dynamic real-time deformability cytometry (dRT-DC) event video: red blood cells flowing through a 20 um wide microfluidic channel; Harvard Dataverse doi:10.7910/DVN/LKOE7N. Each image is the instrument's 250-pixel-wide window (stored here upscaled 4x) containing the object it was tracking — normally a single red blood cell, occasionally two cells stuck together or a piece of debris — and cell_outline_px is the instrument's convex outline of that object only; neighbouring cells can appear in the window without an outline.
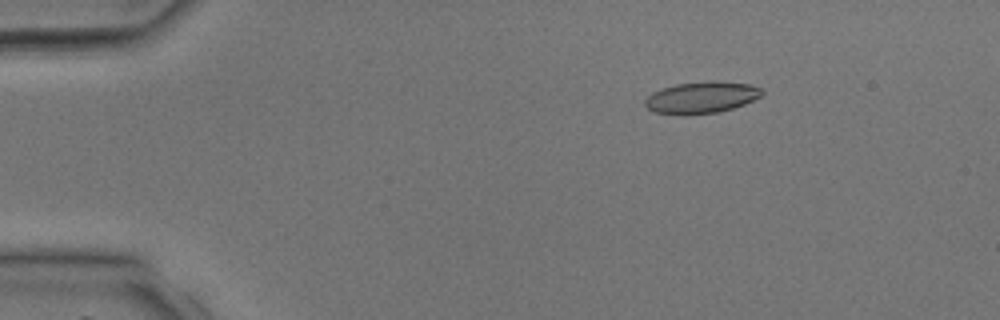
{"species": "common noctule bat (a hibernating species)", "species_latin": "Nyctalus noctula", "temperature_condition": "room temperature", "stored_images_in_passage": 40, "camera_frame_rate_fps": 3000, "um_per_image_px": 0.085, "animal": {"sex": "male", "body_mass_g": 17.9, "forearm_length_mm": 54.2}, "frame": {"image": 1, "passage_image": 7, "time_ms": 2.0, "image_size_px": [1000, 320], "cell_outline_px": [[764, 92], [760, 96], [744, 104], [720, 112], [684, 116], [656, 112], [648, 108], [644, 104], [644, 100], [652, 92], [676, 84], [712, 80], [716, 80], [748, 84], [760, 88]], "centroid_in_image_um": [59.61, 8.29], "position_along_channel_um": 25.4, "area_um2": 21.68}}
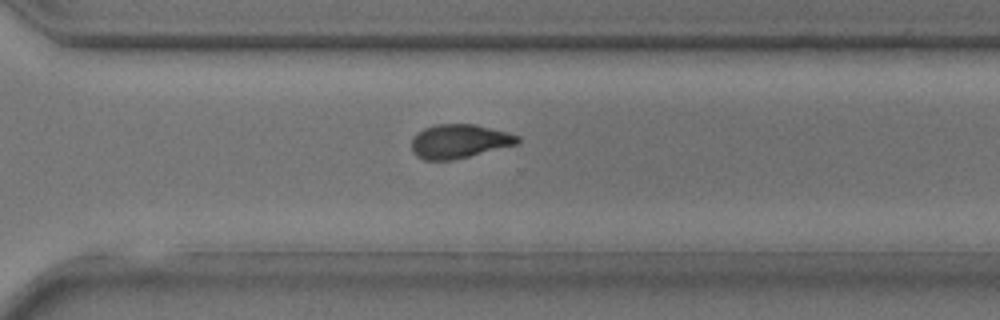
{"frame": {"image": 2, "passage_image": 29, "time_ms": 9.333, "image_size_px": [1000, 320], "cell_outline_px": [[520, 140], [516, 144], [452, 160], [424, 160], [416, 156], [412, 152], [412, 140], [416, 132], [424, 128], [436, 124], [476, 124], [508, 132], [520, 136]], "centroid_in_image_um": [39.01, 11.99], "position_along_channel_um": 331.6, "area_um2": 20.92}}
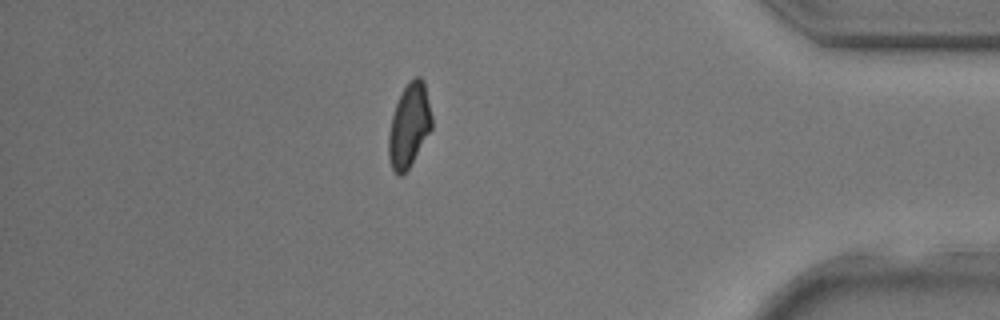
{"frame": {"image": 3, "passage_image": 35, "time_ms": 11.333, "image_size_px": [1000, 320], "cell_outline_px": [[432, 128], [408, 168], [400, 176], [396, 176], [392, 168], [388, 156], [388, 136], [392, 116], [396, 104], [404, 88], [416, 76], [420, 76], [424, 80], [432, 116]], "centroid_in_image_um": [34.78, 10.67], "position_along_channel_um": 400.4, "area_um2": 20.75}}